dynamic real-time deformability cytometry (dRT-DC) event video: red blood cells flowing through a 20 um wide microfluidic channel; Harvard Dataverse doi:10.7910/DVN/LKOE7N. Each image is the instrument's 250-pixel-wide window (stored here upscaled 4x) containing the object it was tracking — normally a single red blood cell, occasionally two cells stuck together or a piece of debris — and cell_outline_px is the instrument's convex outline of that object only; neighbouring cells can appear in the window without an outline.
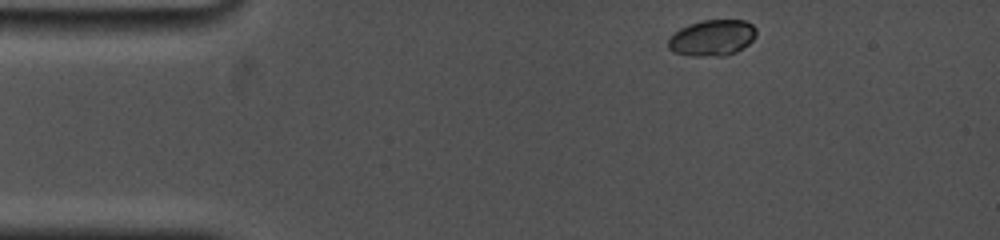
{"species": "common noctule bat (a hibernating species)", "species_latin": "Nyctalus noctula", "temperature_condition": "cold", "stored_images_in_passage": 36, "camera_frame_rate_fps": 5000, "um_per_image_px": 0.085, "animal": {"sex": "female", "body_mass_g": 19.0, "forearm_length_mm": 53.3}, "frame": {"image": 1, "passage_image": 1, "time_ms": 0.0, "image_size_px": [1000, 240], "cell_outline_px": [[756, 36], [748, 44], [736, 52], [724, 56], [692, 56], [672, 52], [668, 48], [668, 40], [680, 28], [704, 20], [744, 20], [752, 24], [756, 28]], "centroid_in_image_um": [60.55, 3.23], "position_along_channel_um": 24.4, "area_um2": 18.44}}
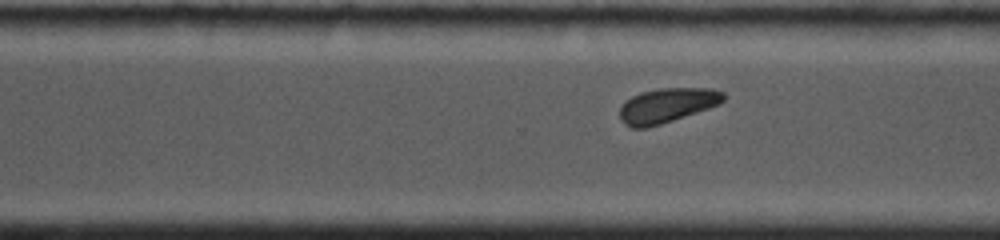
{"frame": {"image": 2, "passage_image": 19, "time_ms": 9.4, "image_size_px": [1000, 240], "cell_outline_px": [[724, 100], [720, 104], [660, 124], [644, 128], [632, 128], [624, 124], [620, 120], [620, 104], [632, 96], [640, 92], [660, 88], [712, 88], [724, 92]], "centroid_in_image_um": [56.66, 8.95], "position_along_channel_um": 313.9, "area_um2": 20.87}}
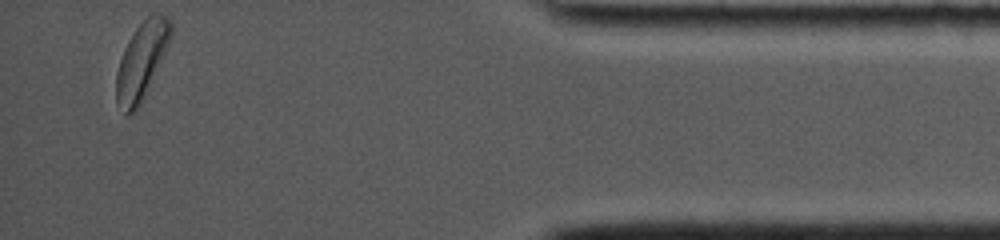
{"frame": {"image": 3, "passage_image": 36, "time_ms": 13.4, "image_size_px": [1000, 240], "cell_outline_px": [[172, 36], [144, 96], [140, 104], [132, 112], [124, 112], [116, 104], [116, 72], [124, 48], [128, 40], [136, 28], [152, 12], [168, 16], [172, 20]], "centroid_in_image_um": [12.04, 5.11], "position_along_channel_um": 423.2, "area_um2": 24.04}, "authors_computed_cell_mechanics": {"area_um2": 21.097, "velocity_mm_per_s": 3.7791, "shape_relaxation_time_tau1_ms": 2.3842, "shape_relaxation_time_tau2_ms": null, "deformation_change_tau1": 0.0676, "deformation_change_tau2": null}}